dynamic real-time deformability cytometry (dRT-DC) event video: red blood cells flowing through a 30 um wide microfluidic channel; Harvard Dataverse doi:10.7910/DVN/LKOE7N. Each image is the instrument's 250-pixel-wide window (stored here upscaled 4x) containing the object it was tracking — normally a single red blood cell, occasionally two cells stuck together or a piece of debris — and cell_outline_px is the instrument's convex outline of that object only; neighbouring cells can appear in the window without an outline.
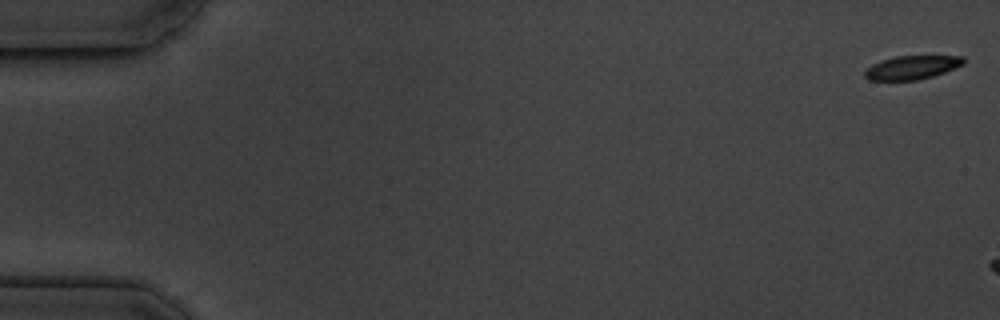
{"species": "common noctule bat (a hibernating species)", "species_latin": "Nyctalus noctula", "temperature_condition": "cold", "stored_images_in_passage": 3, "camera_frame_rate_fps": 3000, "um_per_image_px": 0.085, "animal": {"sex": "male", "body_mass_g": 19.5, "forearm_length_mm": 54.6}, "frame": {"image": 1, "passage_image": 1, "time_ms": 0.0, "image_size_px": [1000, 320], "cell_outline_px": [[964, 64], [944, 72], [932, 76], [916, 80], [868, 80], [864, 76], [864, 72], [872, 64], [880, 60], [896, 56], [964, 56]], "centroid_in_image_um": [77.49, 5.73], "position_along_channel_um": 7.5, "area_um2": 13.53}}